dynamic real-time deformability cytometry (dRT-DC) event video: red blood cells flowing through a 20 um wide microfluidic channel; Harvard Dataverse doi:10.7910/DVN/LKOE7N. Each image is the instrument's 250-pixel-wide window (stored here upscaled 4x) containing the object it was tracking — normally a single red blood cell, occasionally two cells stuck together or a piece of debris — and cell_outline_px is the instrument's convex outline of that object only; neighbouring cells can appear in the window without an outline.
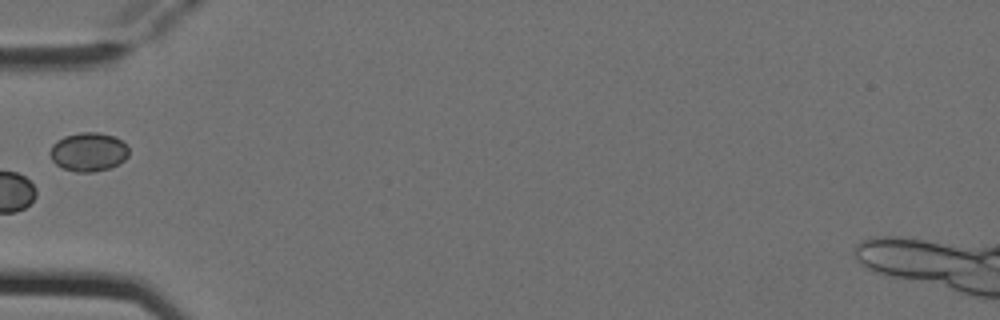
{"species": "Egyptian fruit bat (a non-hibernating species)", "species_latin": "Rousettus aegyptiacus", "temperature_condition": "cold", "stored_images_in_passage": 6, "camera_frame_rate_fps": 3000, "um_per_image_px": 0.085, "animal": {"sex": "female"}, "frame": {"image": 1, "passage_image": 6, "time_ms": 1.667, "image_size_px": [1000, 320], "cell_outline_px": [[128, 156], [120, 164], [112, 168], [92, 172], [76, 172], [64, 168], [56, 164], [52, 160], [48, 152], [52, 144], [56, 140], [64, 136], [80, 132], [100, 132], [116, 136], [128, 148]], "centroid_in_image_um": [7.51, 12.91], "position_along_channel_um": 77.5, "area_um2": 18.09}}